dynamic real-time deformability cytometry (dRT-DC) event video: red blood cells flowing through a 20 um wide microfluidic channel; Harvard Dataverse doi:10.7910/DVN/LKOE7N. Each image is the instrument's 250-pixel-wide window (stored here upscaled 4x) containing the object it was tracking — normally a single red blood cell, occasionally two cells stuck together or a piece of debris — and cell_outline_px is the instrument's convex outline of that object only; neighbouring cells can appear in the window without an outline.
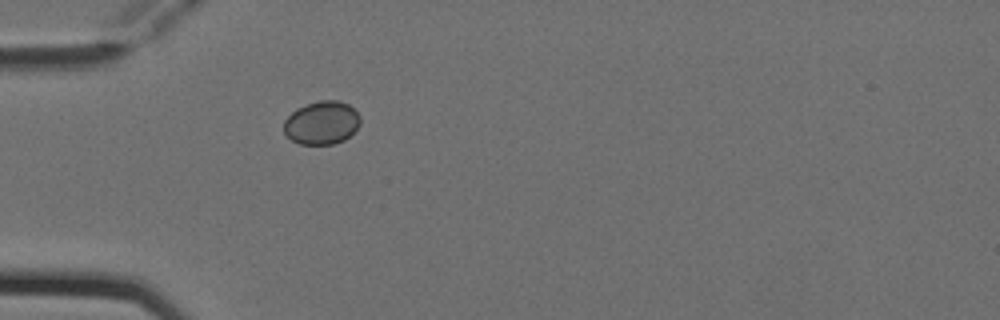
{"species": "Egyptian fruit bat (a non-hibernating species)", "species_latin": "Rousettus aegyptiacus", "temperature_condition": "cold", "stored_images_in_passage": 4, "camera_frame_rate_fps": 3000, "um_per_image_px": 0.085, "animal": {"sex": "female"}, "frame": {"image": 1, "passage_image": 4, "time_ms": 1.0, "image_size_px": [1000, 320], "cell_outline_px": [[360, 124], [344, 140], [332, 144], [300, 144], [292, 140], [284, 132], [284, 120], [296, 108], [320, 100], [340, 100], [348, 104], [360, 116]], "centroid_in_image_um": [27.34, 10.43], "position_along_channel_um": 57.7, "area_um2": 19.13}}